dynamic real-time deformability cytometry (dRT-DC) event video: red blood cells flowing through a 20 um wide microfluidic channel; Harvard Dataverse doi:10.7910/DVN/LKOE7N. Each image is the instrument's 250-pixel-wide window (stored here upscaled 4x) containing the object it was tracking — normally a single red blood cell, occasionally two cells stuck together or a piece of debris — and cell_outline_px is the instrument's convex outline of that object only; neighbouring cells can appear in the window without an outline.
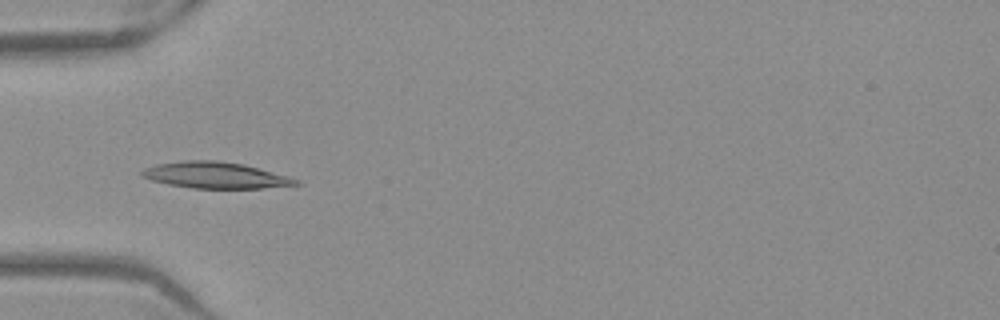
{"species": "Egyptian fruit bat (a non-hibernating species)", "species_latin": "Rousettus aegyptiacus", "temperature_condition": "warm", "stored_images_in_passage": 20, "camera_frame_rate_fps": 3000, "um_per_image_px": 0.085, "frame": {"image": 1, "passage_image": 6, "time_ms": 1.667, "image_size_px": [1000, 320], "cell_outline_px": [[304, 184], [260, 188], [192, 188], [168, 184], [152, 180], [140, 176], [140, 172], [144, 168], [156, 164], [180, 160], [216, 160], [244, 164], [288, 176], [300, 180]], "centroid_in_image_um": [18.3, 14.88], "position_along_channel_um": 66.7, "area_um2": 23.7}}
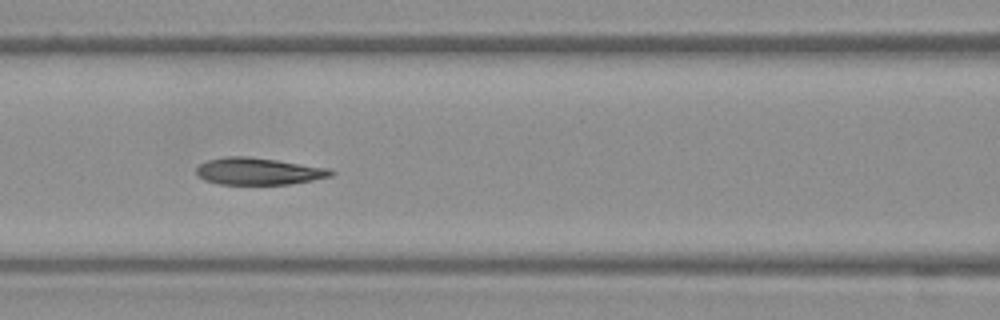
{"frame": {"image": 2, "passage_image": 12, "time_ms": 3.667, "image_size_px": [1000, 320], "cell_outline_px": [[336, 172], [332, 176], [292, 184], [220, 184], [204, 180], [196, 176], [196, 168], [200, 164], [208, 160], [224, 156], [244, 156], [276, 160], [332, 168]], "centroid_in_image_um": [21.99, 14.56], "position_along_channel_um": 144.6, "area_um2": 21.33}}
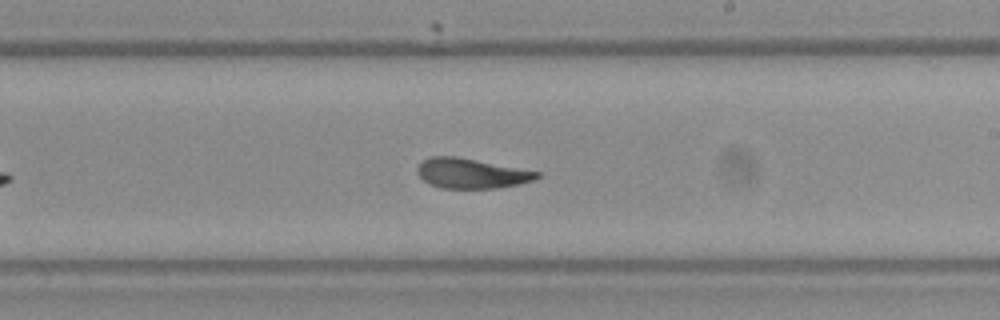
{"frame": {"image": 3, "passage_image": 20, "time_ms": 6.333, "image_size_px": [1000, 320], "cell_outline_px": [[544, 176], [520, 184], [496, 188], [440, 188], [428, 184], [416, 172], [416, 168], [428, 156], [456, 156], [540, 172]], "centroid_in_image_um": [40.06, 14.74], "position_along_channel_um": 248.9, "area_um2": 20.92}}